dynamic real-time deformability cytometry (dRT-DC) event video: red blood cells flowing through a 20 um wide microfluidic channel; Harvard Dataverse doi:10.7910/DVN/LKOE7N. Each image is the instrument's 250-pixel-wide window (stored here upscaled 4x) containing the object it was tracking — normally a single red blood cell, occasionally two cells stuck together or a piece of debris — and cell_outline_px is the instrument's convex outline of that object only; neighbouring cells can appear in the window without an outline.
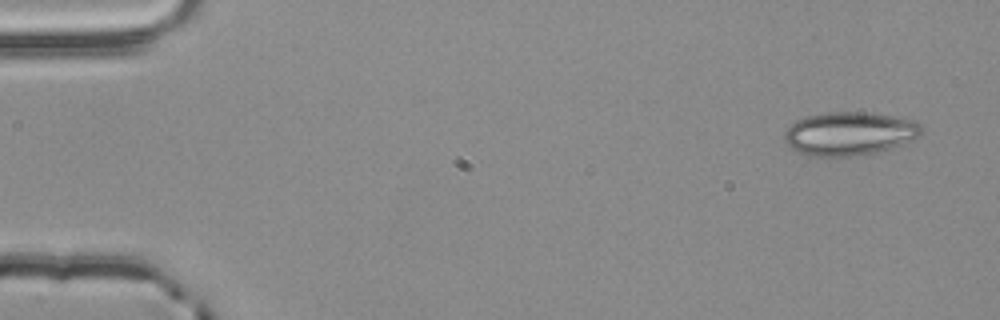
{"species": "common noctule bat (a hibernating species)", "species_latin": "Nyctalus noctula", "temperature_condition": "room temperature", "stored_images_in_passage": 4, "camera_frame_rate_fps": 3000, "um_per_image_px": 0.085, "animal": {"sex": "male", "body_mass_g": 20.4}, "frame": {"image": 1, "passage_image": 1, "time_ms": 0.0, "image_size_px": [1000, 320], "cell_outline_px": [[924, 128], [916, 136], [900, 144], [876, 152], [852, 156], [808, 156], [796, 152], [784, 140], [784, 132], [796, 120], [808, 116], [828, 112], [864, 112], [912, 120], [920, 124]], "centroid_in_image_um": [72.13, 11.36], "position_along_channel_um": 12.9, "area_um2": 34.1}}